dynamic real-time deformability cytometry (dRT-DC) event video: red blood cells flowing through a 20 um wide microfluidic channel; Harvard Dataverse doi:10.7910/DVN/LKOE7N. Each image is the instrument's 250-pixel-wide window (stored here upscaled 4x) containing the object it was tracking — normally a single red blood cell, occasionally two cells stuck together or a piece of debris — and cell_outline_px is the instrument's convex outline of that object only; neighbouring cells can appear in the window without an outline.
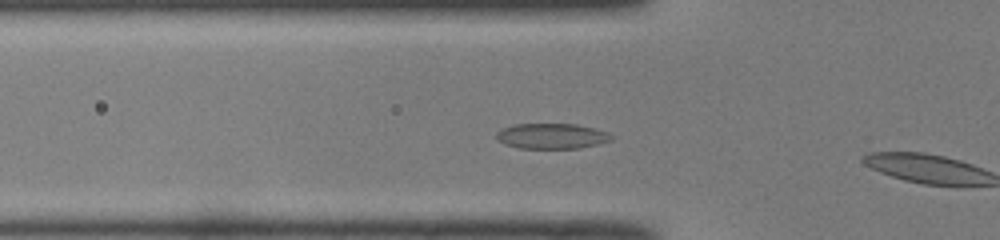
{"species": "common noctule bat (a hibernating species)", "species_latin": "Nyctalus noctula", "temperature_condition": "room temperature", "stored_images_in_passage": 8, "camera_frame_rate_fps": 3000, "um_per_image_px": 0.085, "animal": {"sex": "male", "body_mass_g": 19.0, "forearm_length_mm": 50.8}, "frame": {"image": 1, "passage_image": 7, "time_ms": 2.0, "image_size_px": [1000, 240], "cell_outline_px": [[612, 140], [596, 144], [576, 148], [520, 148], [504, 144], [496, 140], [496, 132], [512, 124], [576, 124], [608, 132], [612, 136]], "centroid_in_image_um": [46.85, 11.56], "position_along_channel_um": 79.0, "area_um2": 16.88}}